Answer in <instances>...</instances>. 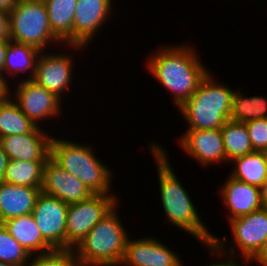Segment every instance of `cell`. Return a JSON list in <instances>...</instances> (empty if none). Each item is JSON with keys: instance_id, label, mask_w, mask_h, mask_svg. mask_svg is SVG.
Returning a JSON list of instances; mask_svg holds the SVG:
<instances>
[{"instance_id": "6da1fadb", "label": "cell", "mask_w": 267, "mask_h": 266, "mask_svg": "<svg viewBox=\"0 0 267 266\" xmlns=\"http://www.w3.org/2000/svg\"><path fill=\"white\" fill-rule=\"evenodd\" d=\"M150 142L147 148L156 164L160 205H162V212L165 213L164 222L166 221L170 226L174 225L178 230L181 229L183 233L187 232L193 239L201 242L200 244L212 242L215 233L207 228L203 216L199 215L195 206L196 203L189 195L191 193H188L182 183L184 181H180L177 173L174 172L176 170L172 168L168 157L170 153L160 142L156 143V140Z\"/></svg>"}, {"instance_id": "7a4b0ae2", "label": "cell", "mask_w": 267, "mask_h": 266, "mask_svg": "<svg viewBox=\"0 0 267 266\" xmlns=\"http://www.w3.org/2000/svg\"><path fill=\"white\" fill-rule=\"evenodd\" d=\"M191 43L159 44L147 56L145 68L156 82L170 91L173 105L178 110L196 91L209 73L194 45ZM167 89V90H166Z\"/></svg>"}, {"instance_id": "3957f363", "label": "cell", "mask_w": 267, "mask_h": 266, "mask_svg": "<svg viewBox=\"0 0 267 266\" xmlns=\"http://www.w3.org/2000/svg\"><path fill=\"white\" fill-rule=\"evenodd\" d=\"M54 135L50 143V157L56 163L81 180L93 194L119 195L112 191L113 168L100 160L92 144Z\"/></svg>"}, {"instance_id": "277c9868", "label": "cell", "mask_w": 267, "mask_h": 266, "mask_svg": "<svg viewBox=\"0 0 267 266\" xmlns=\"http://www.w3.org/2000/svg\"><path fill=\"white\" fill-rule=\"evenodd\" d=\"M211 70L195 93L178 109L186 130L221 129L229 120L235 88L218 82Z\"/></svg>"}, {"instance_id": "5b68a950", "label": "cell", "mask_w": 267, "mask_h": 266, "mask_svg": "<svg viewBox=\"0 0 267 266\" xmlns=\"http://www.w3.org/2000/svg\"><path fill=\"white\" fill-rule=\"evenodd\" d=\"M117 204L74 249L83 266H119L130 237ZM119 208V209H118Z\"/></svg>"}, {"instance_id": "8992f818", "label": "cell", "mask_w": 267, "mask_h": 266, "mask_svg": "<svg viewBox=\"0 0 267 266\" xmlns=\"http://www.w3.org/2000/svg\"><path fill=\"white\" fill-rule=\"evenodd\" d=\"M9 24L11 41L33 46L39 51L63 45L52 32L44 0H18L9 13Z\"/></svg>"}, {"instance_id": "52a82bcc", "label": "cell", "mask_w": 267, "mask_h": 266, "mask_svg": "<svg viewBox=\"0 0 267 266\" xmlns=\"http://www.w3.org/2000/svg\"><path fill=\"white\" fill-rule=\"evenodd\" d=\"M231 239L214 235L213 243L222 251L249 263L259 254L267 239V211L256 210L228 221ZM231 243V244H230Z\"/></svg>"}, {"instance_id": "ba28073f", "label": "cell", "mask_w": 267, "mask_h": 266, "mask_svg": "<svg viewBox=\"0 0 267 266\" xmlns=\"http://www.w3.org/2000/svg\"><path fill=\"white\" fill-rule=\"evenodd\" d=\"M62 46L64 49L68 48L70 54L66 53V51L60 53V50L56 53L52 49L51 51H40L32 80L65 101L66 95L69 94L73 87L71 85L74 81L73 75H75L73 73L77 71L74 70L77 64L74 62L73 52L75 51L78 55L80 51H86V47L70 44L65 46L63 44ZM70 50L74 51L70 52Z\"/></svg>"}, {"instance_id": "9c48e42d", "label": "cell", "mask_w": 267, "mask_h": 266, "mask_svg": "<svg viewBox=\"0 0 267 266\" xmlns=\"http://www.w3.org/2000/svg\"><path fill=\"white\" fill-rule=\"evenodd\" d=\"M121 196L92 194L89 198L69 204L66 223V249H75L89 231L119 204Z\"/></svg>"}, {"instance_id": "30bf717a", "label": "cell", "mask_w": 267, "mask_h": 266, "mask_svg": "<svg viewBox=\"0 0 267 266\" xmlns=\"http://www.w3.org/2000/svg\"><path fill=\"white\" fill-rule=\"evenodd\" d=\"M13 83L12 99L35 125L45 128L47 125L44 123L51 122L50 120L54 122L53 119H57L56 123H58V119L63 116V104H65L61 98L32 79L19 80Z\"/></svg>"}, {"instance_id": "8fae6325", "label": "cell", "mask_w": 267, "mask_h": 266, "mask_svg": "<svg viewBox=\"0 0 267 266\" xmlns=\"http://www.w3.org/2000/svg\"><path fill=\"white\" fill-rule=\"evenodd\" d=\"M69 204L41 192L32 215L43 239L53 249H66V223Z\"/></svg>"}, {"instance_id": "7c38bea8", "label": "cell", "mask_w": 267, "mask_h": 266, "mask_svg": "<svg viewBox=\"0 0 267 266\" xmlns=\"http://www.w3.org/2000/svg\"><path fill=\"white\" fill-rule=\"evenodd\" d=\"M179 136L177 143L181 151L199 163L200 167L202 165L205 169V167L222 163L229 165L226 160L221 129L183 130Z\"/></svg>"}, {"instance_id": "4fadbf2b", "label": "cell", "mask_w": 267, "mask_h": 266, "mask_svg": "<svg viewBox=\"0 0 267 266\" xmlns=\"http://www.w3.org/2000/svg\"><path fill=\"white\" fill-rule=\"evenodd\" d=\"M139 238L131 239L130 235L119 266H183L184 262L179 253L158 237L139 236Z\"/></svg>"}, {"instance_id": "5bb4252c", "label": "cell", "mask_w": 267, "mask_h": 266, "mask_svg": "<svg viewBox=\"0 0 267 266\" xmlns=\"http://www.w3.org/2000/svg\"><path fill=\"white\" fill-rule=\"evenodd\" d=\"M113 0H78L73 19V45L89 47L112 16Z\"/></svg>"}, {"instance_id": "9a60e30c", "label": "cell", "mask_w": 267, "mask_h": 266, "mask_svg": "<svg viewBox=\"0 0 267 266\" xmlns=\"http://www.w3.org/2000/svg\"><path fill=\"white\" fill-rule=\"evenodd\" d=\"M41 192L66 204L81 202L93 194L81 180L67 172L51 157L44 164Z\"/></svg>"}, {"instance_id": "2e32d148", "label": "cell", "mask_w": 267, "mask_h": 266, "mask_svg": "<svg viewBox=\"0 0 267 266\" xmlns=\"http://www.w3.org/2000/svg\"><path fill=\"white\" fill-rule=\"evenodd\" d=\"M220 185L221 203L229 212L227 222L240 216L248 215L262 208V189L227 175ZM223 201V202H222Z\"/></svg>"}, {"instance_id": "e0dca14e", "label": "cell", "mask_w": 267, "mask_h": 266, "mask_svg": "<svg viewBox=\"0 0 267 266\" xmlns=\"http://www.w3.org/2000/svg\"><path fill=\"white\" fill-rule=\"evenodd\" d=\"M50 127H36L32 132L0 138L9 159L21 161H46L50 157L52 134ZM45 130V131H44ZM48 132H47V131Z\"/></svg>"}, {"instance_id": "ac0fdd59", "label": "cell", "mask_w": 267, "mask_h": 266, "mask_svg": "<svg viewBox=\"0 0 267 266\" xmlns=\"http://www.w3.org/2000/svg\"><path fill=\"white\" fill-rule=\"evenodd\" d=\"M41 188L0 182V224L32 213Z\"/></svg>"}, {"instance_id": "d6986e66", "label": "cell", "mask_w": 267, "mask_h": 266, "mask_svg": "<svg viewBox=\"0 0 267 266\" xmlns=\"http://www.w3.org/2000/svg\"><path fill=\"white\" fill-rule=\"evenodd\" d=\"M2 224L31 256L54 250L43 239L32 213L6 220Z\"/></svg>"}, {"instance_id": "ffe728a7", "label": "cell", "mask_w": 267, "mask_h": 266, "mask_svg": "<svg viewBox=\"0 0 267 266\" xmlns=\"http://www.w3.org/2000/svg\"><path fill=\"white\" fill-rule=\"evenodd\" d=\"M39 53L40 51L33 46L14 42L9 39L5 61V78H9L12 84L19 80L32 79Z\"/></svg>"}, {"instance_id": "44dd1931", "label": "cell", "mask_w": 267, "mask_h": 266, "mask_svg": "<svg viewBox=\"0 0 267 266\" xmlns=\"http://www.w3.org/2000/svg\"><path fill=\"white\" fill-rule=\"evenodd\" d=\"M78 0H44L53 34L64 44L73 45V19Z\"/></svg>"}, {"instance_id": "7402d4cb", "label": "cell", "mask_w": 267, "mask_h": 266, "mask_svg": "<svg viewBox=\"0 0 267 266\" xmlns=\"http://www.w3.org/2000/svg\"><path fill=\"white\" fill-rule=\"evenodd\" d=\"M230 164L232 166L228 174L230 177L261 189L267 185V164L264 152L254 151L234 158L229 162Z\"/></svg>"}, {"instance_id": "603a6c76", "label": "cell", "mask_w": 267, "mask_h": 266, "mask_svg": "<svg viewBox=\"0 0 267 266\" xmlns=\"http://www.w3.org/2000/svg\"><path fill=\"white\" fill-rule=\"evenodd\" d=\"M261 118H267V97L261 95L250 97L242 93L241 89L240 91L235 89L229 120L246 123Z\"/></svg>"}, {"instance_id": "cb8c5ba5", "label": "cell", "mask_w": 267, "mask_h": 266, "mask_svg": "<svg viewBox=\"0 0 267 266\" xmlns=\"http://www.w3.org/2000/svg\"><path fill=\"white\" fill-rule=\"evenodd\" d=\"M45 162L9 159L3 182L17 186L41 188Z\"/></svg>"}, {"instance_id": "d4e9b609", "label": "cell", "mask_w": 267, "mask_h": 266, "mask_svg": "<svg viewBox=\"0 0 267 266\" xmlns=\"http://www.w3.org/2000/svg\"><path fill=\"white\" fill-rule=\"evenodd\" d=\"M221 132L228 162L254 152L245 123L228 120Z\"/></svg>"}, {"instance_id": "484cf974", "label": "cell", "mask_w": 267, "mask_h": 266, "mask_svg": "<svg viewBox=\"0 0 267 266\" xmlns=\"http://www.w3.org/2000/svg\"><path fill=\"white\" fill-rule=\"evenodd\" d=\"M35 125L21 110L12 97L0 103V138L32 132Z\"/></svg>"}, {"instance_id": "4316f807", "label": "cell", "mask_w": 267, "mask_h": 266, "mask_svg": "<svg viewBox=\"0 0 267 266\" xmlns=\"http://www.w3.org/2000/svg\"><path fill=\"white\" fill-rule=\"evenodd\" d=\"M31 255L0 224V261L13 266H27Z\"/></svg>"}, {"instance_id": "83f0119b", "label": "cell", "mask_w": 267, "mask_h": 266, "mask_svg": "<svg viewBox=\"0 0 267 266\" xmlns=\"http://www.w3.org/2000/svg\"><path fill=\"white\" fill-rule=\"evenodd\" d=\"M27 266H83L74 249H54L31 256Z\"/></svg>"}, {"instance_id": "f1b7e54d", "label": "cell", "mask_w": 267, "mask_h": 266, "mask_svg": "<svg viewBox=\"0 0 267 266\" xmlns=\"http://www.w3.org/2000/svg\"><path fill=\"white\" fill-rule=\"evenodd\" d=\"M202 245L204 246V249L206 248V250H208L207 253L209 254V257H213V259L211 258V261L214 260V262H210V264L208 263L204 266H250V263L247 260L222 251L213 242L204 243ZM216 260H218L219 262ZM184 264L185 263H183V266Z\"/></svg>"}, {"instance_id": "f546056e", "label": "cell", "mask_w": 267, "mask_h": 266, "mask_svg": "<svg viewBox=\"0 0 267 266\" xmlns=\"http://www.w3.org/2000/svg\"><path fill=\"white\" fill-rule=\"evenodd\" d=\"M245 124L254 151L267 150V118L251 120Z\"/></svg>"}, {"instance_id": "4dcf8cb0", "label": "cell", "mask_w": 267, "mask_h": 266, "mask_svg": "<svg viewBox=\"0 0 267 266\" xmlns=\"http://www.w3.org/2000/svg\"><path fill=\"white\" fill-rule=\"evenodd\" d=\"M9 79L0 76V103H4L11 98L12 89Z\"/></svg>"}, {"instance_id": "1f68e13d", "label": "cell", "mask_w": 267, "mask_h": 266, "mask_svg": "<svg viewBox=\"0 0 267 266\" xmlns=\"http://www.w3.org/2000/svg\"><path fill=\"white\" fill-rule=\"evenodd\" d=\"M9 13L0 10V39L9 38Z\"/></svg>"}, {"instance_id": "d6a6232c", "label": "cell", "mask_w": 267, "mask_h": 266, "mask_svg": "<svg viewBox=\"0 0 267 266\" xmlns=\"http://www.w3.org/2000/svg\"><path fill=\"white\" fill-rule=\"evenodd\" d=\"M9 45V38L0 39V76L5 77L6 52Z\"/></svg>"}, {"instance_id": "836d02e7", "label": "cell", "mask_w": 267, "mask_h": 266, "mask_svg": "<svg viewBox=\"0 0 267 266\" xmlns=\"http://www.w3.org/2000/svg\"><path fill=\"white\" fill-rule=\"evenodd\" d=\"M8 162H9V157L5 153L3 146L0 142V182L4 181Z\"/></svg>"}, {"instance_id": "e575fe53", "label": "cell", "mask_w": 267, "mask_h": 266, "mask_svg": "<svg viewBox=\"0 0 267 266\" xmlns=\"http://www.w3.org/2000/svg\"><path fill=\"white\" fill-rule=\"evenodd\" d=\"M250 263L251 266L255 263H258L257 266H267V239L259 254Z\"/></svg>"}, {"instance_id": "d590c367", "label": "cell", "mask_w": 267, "mask_h": 266, "mask_svg": "<svg viewBox=\"0 0 267 266\" xmlns=\"http://www.w3.org/2000/svg\"><path fill=\"white\" fill-rule=\"evenodd\" d=\"M18 0H0V10L10 13Z\"/></svg>"}, {"instance_id": "8d00e7d4", "label": "cell", "mask_w": 267, "mask_h": 266, "mask_svg": "<svg viewBox=\"0 0 267 266\" xmlns=\"http://www.w3.org/2000/svg\"><path fill=\"white\" fill-rule=\"evenodd\" d=\"M262 209L267 211V185L262 188Z\"/></svg>"}, {"instance_id": "74e56055", "label": "cell", "mask_w": 267, "mask_h": 266, "mask_svg": "<svg viewBox=\"0 0 267 266\" xmlns=\"http://www.w3.org/2000/svg\"><path fill=\"white\" fill-rule=\"evenodd\" d=\"M0 266H13V265H10V264H7V263H3L0 261Z\"/></svg>"}, {"instance_id": "f35d334b", "label": "cell", "mask_w": 267, "mask_h": 266, "mask_svg": "<svg viewBox=\"0 0 267 266\" xmlns=\"http://www.w3.org/2000/svg\"><path fill=\"white\" fill-rule=\"evenodd\" d=\"M264 156H265V160H266V164H267V150L264 151Z\"/></svg>"}]
</instances>
